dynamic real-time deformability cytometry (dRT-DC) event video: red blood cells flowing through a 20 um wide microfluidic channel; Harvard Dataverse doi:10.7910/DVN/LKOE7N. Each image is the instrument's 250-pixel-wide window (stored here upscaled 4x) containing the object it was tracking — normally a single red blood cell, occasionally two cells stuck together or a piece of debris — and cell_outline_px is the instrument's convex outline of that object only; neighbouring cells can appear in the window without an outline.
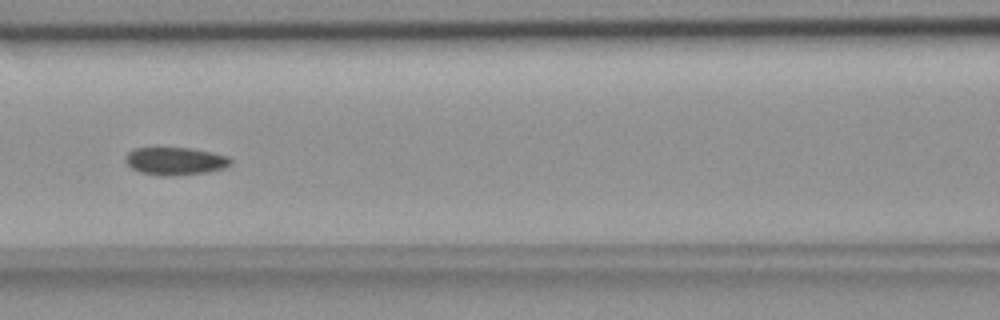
{"species": "common noctule bat (a hibernating species)", "species_latin": "Nyctalus noctula", "temperature_condition": "room temperature", "stored_images_in_passage": 55, "camera_frame_rate_fps": 3000, "um_per_image_px": 0.085, "animal": {"sex": "female", "body_mass_g": 18.4}, "frame": {"image": 1, "passage_image": 24, "time_ms": 7.667, "image_size_px": [1000, 320], "cell_outline_px": [[232, 164], [224, 168], [208, 172], [172, 176], [164, 176], [140, 172], [132, 168], [124, 160], [124, 156], [132, 148], [188, 148], [212, 152], [228, 156], [232, 160]], "centroid_in_image_um": [14.9, 13.69], "position_along_channel_um": 151.7, "area_um2": 17.11}}
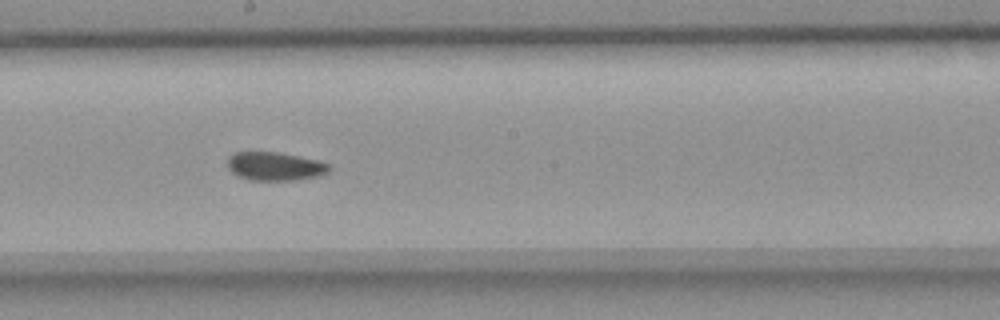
{"frame": {"image": 2, "passage_image": 30, "time_ms": 9.667, "image_size_px": [1000, 320], "cell_outline_px": [[332, 168], [328, 172], [316, 176], [296, 180], [248, 180], [236, 176], [228, 168], [228, 156], [236, 152], [280, 152], [320, 160], [328, 164]], "centroid_in_image_um": [23.37, 14.13], "position_along_channel_um": 224.8, "area_um2": 17.05}}
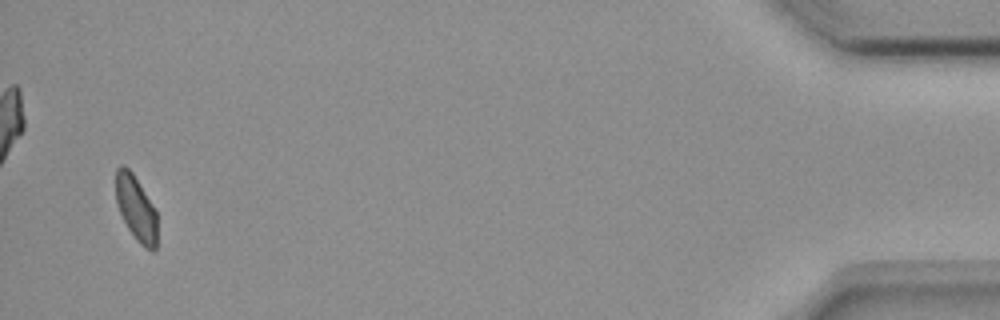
{"frame": {"image": 3, "passage_image": 53, "time_ms": 17.333, "image_size_px": [1000, 320], "cell_outline_px": [[156, 248], [152, 252], [144, 248], [136, 240], [128, 228], [120, 212], [116, 200], [116, 168], [120, 164], [124, 164], [132, 172], [156, 208]], "centroid_in_image_um": [11.57, 17.69], "position_along_channel_um": 423.6, "area_um2": 15.78}, "authors_computed_cell_mechanics": {"area_um2": 17.1088, "velocity_mm_per_s": 3.6754, "shape_relaxation_time_tau1_ms": null, "shape_relaxation_time_tau2_ms": 7.3506, "deformation_change_tau1": null, "deformation_change_tau2": 0.0973}}